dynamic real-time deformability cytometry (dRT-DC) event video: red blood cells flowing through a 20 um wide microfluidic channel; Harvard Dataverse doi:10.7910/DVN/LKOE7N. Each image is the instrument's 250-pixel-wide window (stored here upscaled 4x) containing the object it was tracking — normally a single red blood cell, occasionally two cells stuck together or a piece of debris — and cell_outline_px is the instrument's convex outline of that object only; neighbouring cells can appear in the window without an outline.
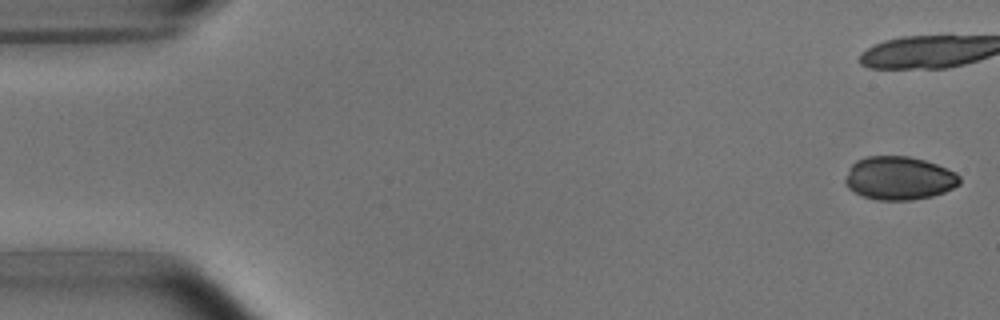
{"species": "common noctule bat (a hibernating species)", "species_latin": "Nyctalus noctula", "temperature_condition": "room temperature", "stored_images_in_passage": 6, "camera_frame_rate_fps": 3000, "um_per_image_px": 0.085, "animal": {"sex": "male", "body_mass_g": 15.6}, "frame": {"image": 1, "passage_image": 1, "time_ms": 0.0, "image_size_px": [1000, 320], "cell_outline_px": [[960, 184], [944, 192], [932, 196], [912, 200], [876, 200], [864, 196], [848, 188], [844, 184], [844, 180], [852, 164], [856, 160], [868, 156], [908, 156], [924, 160], [948, 168], [956, 172], [960, 176]], "centroid_in_image_um": [76.43, 15.14], "position_along_channel_um": 8.6, "area_um2": 28.96}}